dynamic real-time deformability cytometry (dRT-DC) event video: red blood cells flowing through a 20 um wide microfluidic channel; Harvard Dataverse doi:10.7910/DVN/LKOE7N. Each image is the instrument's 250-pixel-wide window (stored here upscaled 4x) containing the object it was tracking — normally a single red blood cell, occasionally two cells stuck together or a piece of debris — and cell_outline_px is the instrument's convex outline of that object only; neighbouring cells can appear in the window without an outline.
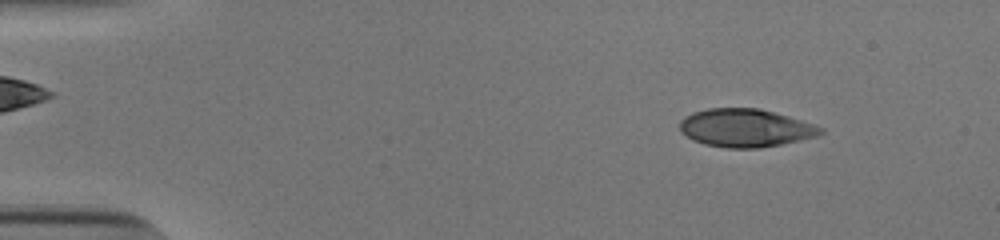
{"species": "human", "species_latin": "Homo sapiens", "temperature_condition": "cold", "stored_images_in_passage": 52, "camera_frame_rate_fps": 3000, "um_per_image_px": 0.085, "donor": {"sex": "male"}, "frame": {"image": 1, "passage_image": 6, "time_ms": 1.667, "image_size_px": [1000, 240], "cell_outline_px": [[824, 132], [816, 136], [800, 140], [760, 148], [724, 148], [704, 144], [692, 140], [680, 132], [680, 120], [684, 116], [692, 112], [708, 108], [760, 108], [788, 116], [824, 128]], "centroid_in_image_um": [63.31, 10.87], "position_along_channel_um": 21.7, "area_um2": 31.33}}
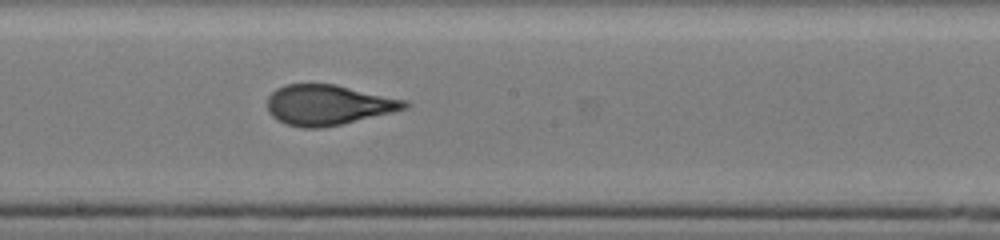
{"frame": {"image": 2, "passage_image": 29, "time_ms": 9.333, "image_size_px": [1000, 240], "cell_outline_px": [[412, 104], [408, 108], [392, 112], [340, 124], [320, 128], [300, 128], [276, 120], [268, 112], [268, 96], [276, 88], [284, 84], [336, 84], [408, 100]], "centroid_in_image_um": [27.9, 8.91], "position_along_channel_um": 220.3, "area_um2": 32.37}}
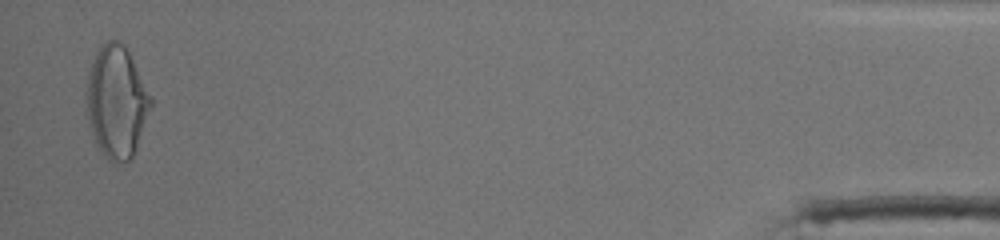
{"frame": {"image": 3, "passage_image": 51, "time_ms": 16.667, "image_size_px": [1000, 240], "cell_outline_px": [[152, 108], [132, 156], [128, 160], [112, 164], [108, 160], [100, 148], [88, 124], [84, 96], [84, 92], [92, 60], [100, 44], [104, 40], [120, 40], [124, 44], [152, 96]], "centroid_in_image_um": [9.89, 8.61], "position_along_channel_um": 425.3, "area_um2": 42.31}, "authors_computed_cell_mechanics": {"area_um2": 32.3969, "velocity_mm_per_s": 3.8795, "shape_relaxation_time_tau1_ms": 5.7456, "shape_relaxation_time_tau2_ms": 0.8543, "deformation_change_tau1": 0.2251, "deformation_change_tau2": 0.0806}}